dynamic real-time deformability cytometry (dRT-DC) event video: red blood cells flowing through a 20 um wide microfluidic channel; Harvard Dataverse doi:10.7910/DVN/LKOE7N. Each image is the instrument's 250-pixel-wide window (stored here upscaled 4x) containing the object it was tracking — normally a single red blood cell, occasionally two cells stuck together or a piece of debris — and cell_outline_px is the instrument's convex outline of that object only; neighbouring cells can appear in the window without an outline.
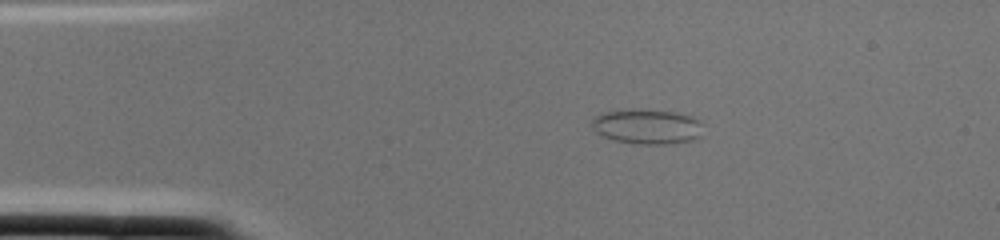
{"species": "common noctule bat (a hibernating species)", "species_latin": "Nyctalus noctula", "temperature_condition": "cold", "stored_images_in_passage": 1, "camera_frame_rate_fps": 3000, "um_per_image_px": 0.085, "animal": {"sex": "female", "body_mass_g": 22.0, "forearm_length_mm": 56.7}, "frame": {"image": 1, "passage_image": 1, "time_ms": 0.0, "image_size_px": [1000, 240], "cell_outline_px": [[704, 124], [700, 136], [696, 140], [668, 144], [640, 144], [612, 140], [596, 132], [592, 128], [592, 120], [596, 116], [604, 112], [632, 108], [640, 108], [676, 112], [692, 116], [700, 120]], "centroid_in_image_um": [55.05, 10.74], "position_along_channel_um": 30.0, "area_um2": 23.18}}